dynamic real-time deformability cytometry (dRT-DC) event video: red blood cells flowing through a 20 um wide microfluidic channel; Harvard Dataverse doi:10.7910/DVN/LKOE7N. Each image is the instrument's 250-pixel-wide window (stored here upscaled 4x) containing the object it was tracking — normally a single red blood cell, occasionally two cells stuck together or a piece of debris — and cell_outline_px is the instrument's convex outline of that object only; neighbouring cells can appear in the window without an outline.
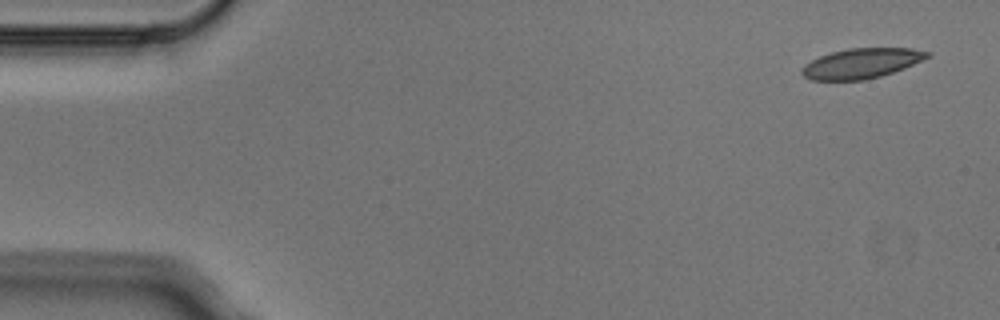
{"species": "Egyptian fruit bat (a non-hibernating species)", "species_latin": "Rousettus aegyptiacus", "temperature_condition": "cold", "stored_images_in_passage": 5, "camera_frame_rate_fps": 3000, "um_per_image_px": 0.085, "animal": {"sex": "male"}, "frame": {"image": 1, "passage_image": 1, "time_ms": 0.0, "image_size_px": [1000, 320], "cell_outline_px": [[932, 56], [904, 68], [880, 76], [864, 80], [812, 80], [804, 76], [800, 72], [800, 68], [804, 64], [820, 56], [832, 52], [848, 48], [912, 48], [932, 52]], "centroid_in_image_um": [73.23, 5.38], "position_along_channel_um": 11.8, "area_um2": 22.02}}
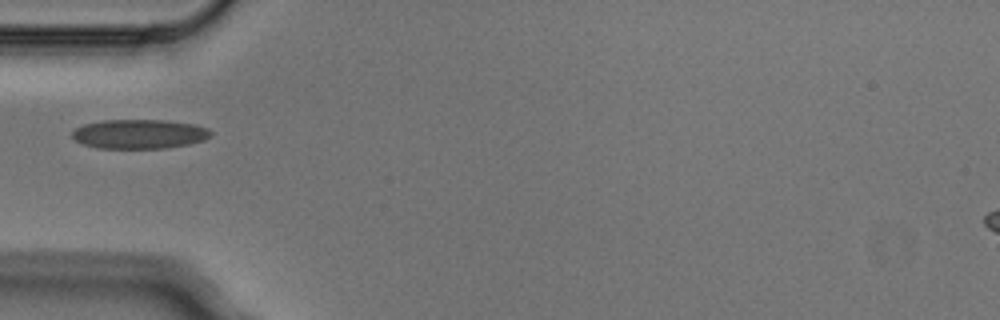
{"frame": {"image": 2, "passage_image": 4, "time_ms": 1.0, "image_size_px": [1000, 320], "cell_outline_px": [[212, 136], [204, 140], [188, 144], [168, 148], [96, 148], [84, 144], [76, 140], [72, 136], [72, 132], [76, 128], [84, 124], [104, 120], [164, 120], [196, 124], [208, 128], [212, 132]], "centroid_in_image_um": [11.88, 11.39], "position_along_channel_um": 73.1, "area_um2": 23.76}}
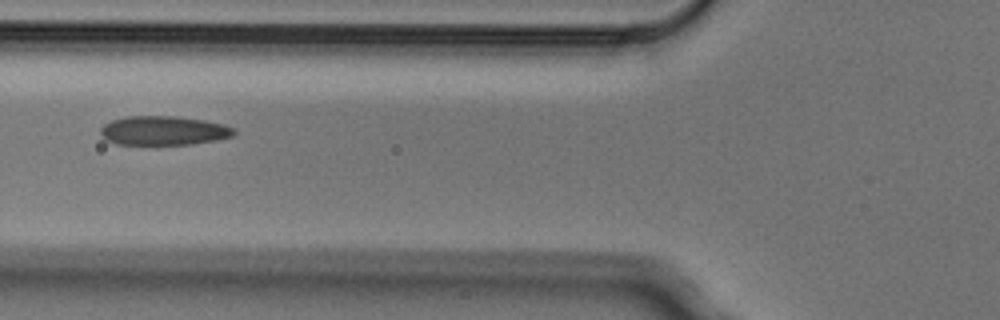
{"frame": {"image": 3, "passage_image": 5, "time_ms": 1.333, "image_size_px": [1000, 320], "cell_outline_px": [[236, 132], [232, 136], [216, 140], [192, 144], [116, 144], [104, 140], [100, 132], [100, 128], [104, 124], [112, 120], [124, 116], [176, 116], [204, 120], [224, 124], [232, 128]], "centroid_in_image_um": [13.87, 11.1], "position_along_channel_um": 111.9, "area_um2": 22.72}}